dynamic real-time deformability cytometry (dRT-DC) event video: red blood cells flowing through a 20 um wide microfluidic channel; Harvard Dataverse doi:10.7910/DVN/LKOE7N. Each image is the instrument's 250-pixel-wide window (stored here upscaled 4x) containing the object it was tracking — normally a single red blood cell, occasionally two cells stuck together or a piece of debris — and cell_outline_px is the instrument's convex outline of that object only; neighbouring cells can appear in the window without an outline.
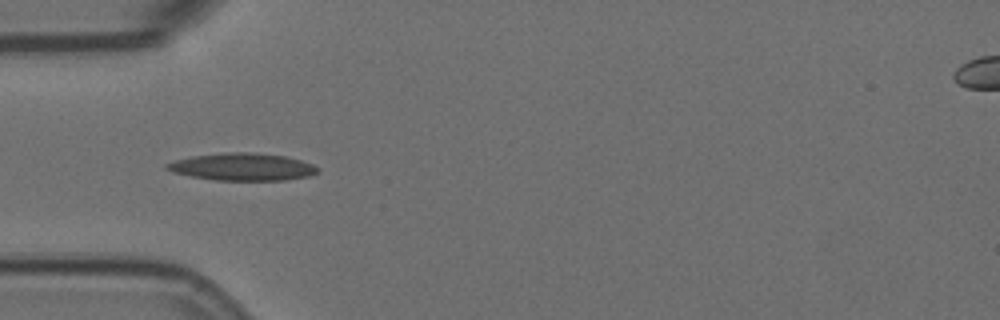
{"species": "Egyptian fruit bat (a non-hibernating species)", "species_latin": "Rousettus aegyptiacus", "temperature_condition": "room temperature", "stored_images_in_passage": 31, "camera_frame_rate_fps": 3000, "um_per_image_px": 0.085, "animal": {"sex": "female"}, "frame": {"image": 1, "passage_image": 1, "time_ms": 0.0, "image_size_px": [1000, 320], "cell_outline_px": [[320, 172], [308, 176], [284, 180], [216, 180], [192, 176], [172, 172], [164, 168], [164, 164], [176, 160], [192, 156], [224, 152], [252, 152], [284, 156], [300, 160], [312, 164], [320, 168]], "centroid_in_image_um": [20.6, 14.18], "position_along_channel_um": 64.4, "area_um2": 24.04}}
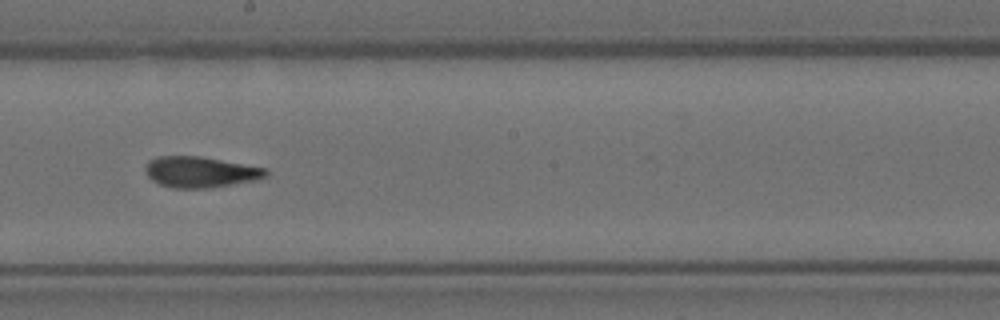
{"frame": {"image": 2, "passage_image": 15, "time_ms": 4.667, "image_size_px": [1000, 320], "cell_outline_px": [[268, 176], [256, 180], [208, 188], [172, 188], [160, 184], [152, 180], [148, 176], [144, 168], [148, 160], [156, 156], [200, 156], [264, 168], [268, 172]], "centroid_in_image_um": [16.99, 14.62], "position_along_channel_um": 231.2, "area_um2": 21.62}}
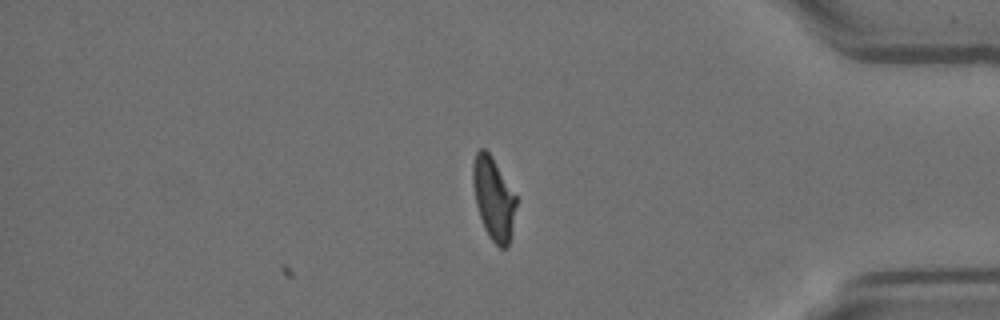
{"frame": {"image": 3, "passage_image": 31, "time_ms": 10.0, "image_size_px": [1000, 320], "cell_outline_px": [[516, 204], [508, 248], [500, 248], [488, 236], [484, 228], [476, 204], [472, 184], [472, 164], [476, 152], [480, 148], [484, 148], [492, 156], [516, 196]], "centroid_in_image_um": [41.92, 16.85], "position_along_channel_um": 393.3, "area_um2": 20.69}, "authors_computed_cell_mechanics": {"area_um2": 21.5594, "velocity_mm_per_s": 3.5755, "shape_relaxation_time_tau1_ms": null, "shape_relaxation_time_tau2_ms": 1.6039, "deformation_change_tau1": null, "deformation_change_tau2": 0.0946}}